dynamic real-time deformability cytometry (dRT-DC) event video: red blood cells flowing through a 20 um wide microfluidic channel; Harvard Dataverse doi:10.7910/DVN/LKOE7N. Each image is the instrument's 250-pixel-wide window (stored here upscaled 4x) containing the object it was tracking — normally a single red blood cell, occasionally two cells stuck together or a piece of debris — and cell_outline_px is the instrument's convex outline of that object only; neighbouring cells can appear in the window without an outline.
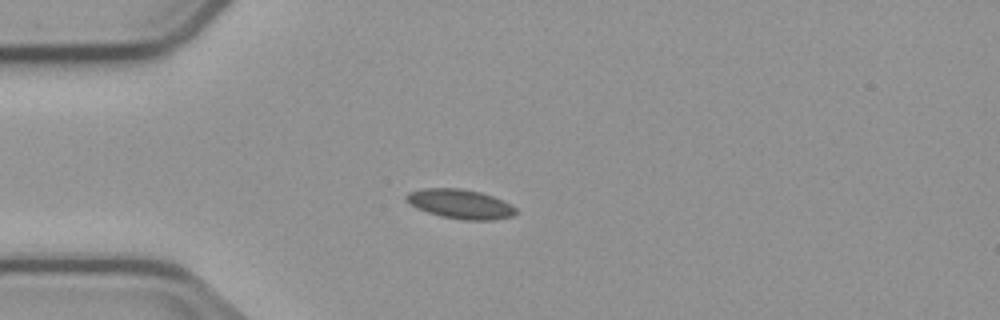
{"species": "common noctule bat (a hibernating species)", "species_latin": "Nyctalus noctula", "temperature_condition": "cold", "stored_images_in_passage": 5, "camera_frame_rate_fps": 3000, "um_per_image_px": 0.085, "animal": {"sex": "male", "body_mass_g": 23.1, "forearm_length_mm": 52.7}, "frame": {"image": 1, "passage_image": 3, "time_ms": 3.0, "image_size_px": [1000, 320], "cell_outline_px": [[516, 212], [512, 216], [496, 220], [460, 220], [440, 216], [416, 208], [408, 204], [404, 200], [404, 196], [408, 192], [420, 188], [460, 188], [480, 192], [492, 196], [516, 208]], "centroid_in_image_um": [39.04, 17.34], "position_along_channel_um": 46.0, "area_um2": 18.9}}
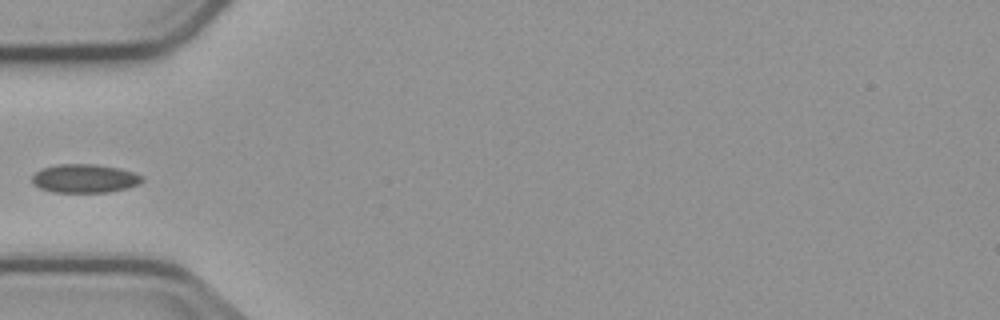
{"frame": {"image": 2, "passage_image": 4, "time_ms": 4.333, "image_size_px": [1000, 320], "cell_outline_px": [[144, 180], [140, 184], [128, 188], [108, 192], [52, 192], [40, 188], [32, 184], [32, 176], [40, 168], [56, 164], [96, 164], [120, 168], [144, 176]], "centroid_in_image_um": [7.2, 15.16], "position_along_channel_um": 77.8, "area_um2": 18.61}}
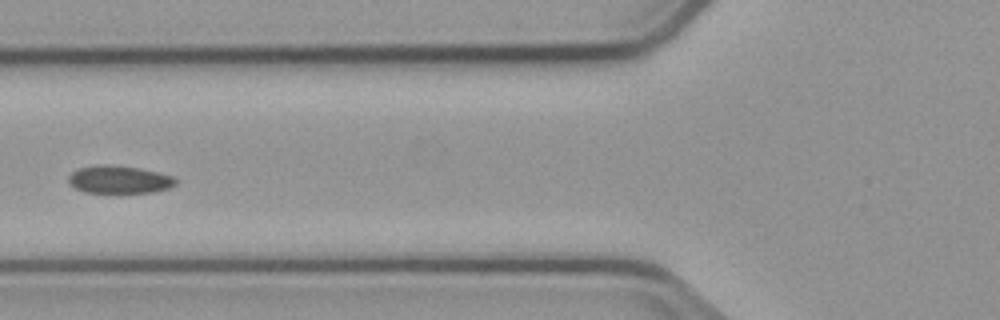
{"frame": {"image": 3, "passage_image": 5, "time_ms": 5.333, "image_size_px": [1000, 320], "cell_outline_px": [[176, 184], [168, 188], [152, 192], [84, 192], [68, 184], [68, 176], [72, 172], [80, 168], [140, 168], [172, 176], [176, 180]], "centroid_in_image_um": [10.15, 15.32], "position_along_channel_um": 115.6, "area_um2": 16.18}}